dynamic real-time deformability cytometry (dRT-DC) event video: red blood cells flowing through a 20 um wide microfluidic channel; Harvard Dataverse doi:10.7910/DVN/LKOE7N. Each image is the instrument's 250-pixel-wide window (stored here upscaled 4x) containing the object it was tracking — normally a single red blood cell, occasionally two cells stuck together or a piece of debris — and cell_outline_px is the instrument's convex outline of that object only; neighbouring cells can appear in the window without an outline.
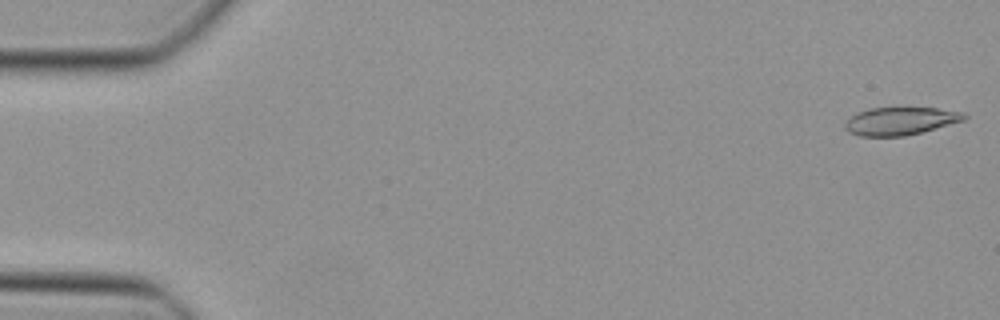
{"species": "Egyptian fruit bat (a non-hibernating species)", "species_latin": "Rousettus aegyptiacus", "temperature_condition": "cold", "stored_images_in_passage": 48, "segment_of_instrument_passage": [1, 2], "camera_frame_rate_fps": 3000, "um_per_image_px": 0.085, "animal": {"sex": "female"}, "frame": {"image": 1, "passage_image": 1, "time_ms": 0.0, "image_size_px": [1000, 320], "cell_outline_px": [[968, 116], [964, 120], [920, 132], [904, 136], [860, 136], [848, 132], [844, 128], [844, 124], [856, 112], [868, 108], [936, 108], [964, 112]], "centroid_in_image_um": [76.5, 10.28], "position_along_channel_um": 8.5, "area_um2": 19.19}}
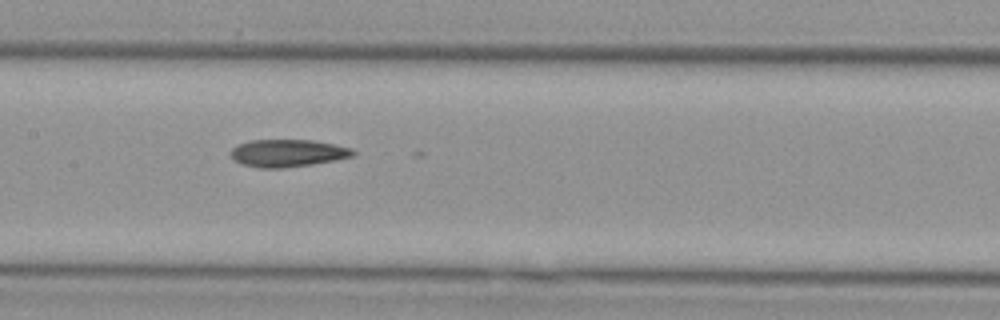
{"frame": {"image": 2, "passage_image": 23, "time_ms": 7.333, "image_size_px": [1000, 320], "cell_outline_px": [[356, 156], [336, 160], [312, 164], [284, 168], [260, 168], [244, 164], [232, 160], [232, 148], [236, 144], [252, 140], [312, 140], [352, 148], [356, 152]], "centroid_in_image_um": [24.47, 13.01], "position_along_channel_um": 182.9, "area_um2": 19.59}}
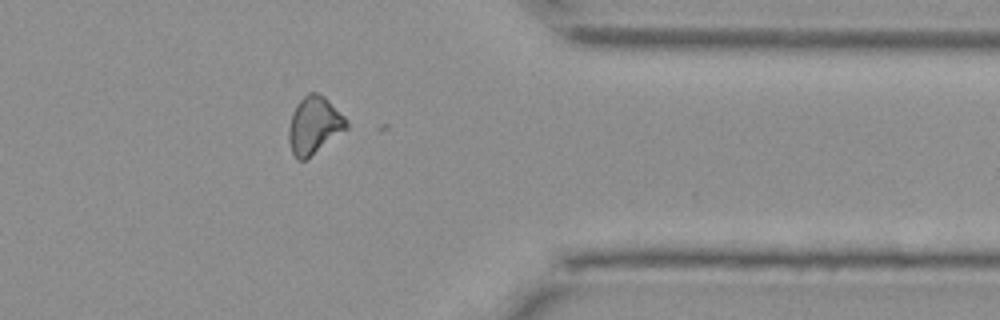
{"frame": {"image": 3, "passage_image": 38, "time_ms": 12.333, "image_size_px": [1000, 320], "cell_outline_px": [[348, 128], [304, 160], [296, 160], [292, 152], [288, 140], [288, 128], [292, 112], [296, 104], [308, 92], [316, 92], [324, 96], [348, 120]], "centroid_in_image_um": [26.68, 10.63], "position_along_channel_um": 384.7, "area_um2": 19.19}}